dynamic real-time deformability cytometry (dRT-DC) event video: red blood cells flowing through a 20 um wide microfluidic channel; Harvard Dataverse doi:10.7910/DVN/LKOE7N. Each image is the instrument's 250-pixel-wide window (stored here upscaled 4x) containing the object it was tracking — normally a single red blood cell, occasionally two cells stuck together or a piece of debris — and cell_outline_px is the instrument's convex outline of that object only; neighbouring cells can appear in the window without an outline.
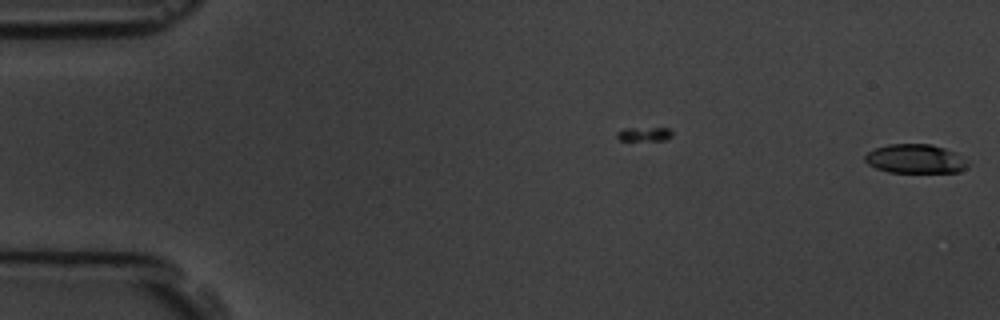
{"species": "common noctule bat (a hibernating species)", "species_latin": "Nyctalus noctula", "temperature_condition": "room temperature", "stored_images_in_passage": 2, "camera_frame_rate_fps": 3000, "um_per_image_px": 0.085, "animal": {"sex": "male", "body_mass_g": 19.5, "forearm_length_mm": 54.6}, "frame": {"image": 1, "passage_image": 2, "time_ms": 1.333, "image_size_px": [1000, 320], "cell_outline_px": [[968, 168], [960, 172], [888, 172], [876, 168], [868, 164], [864, 160], [864, 156], [868, 152], [876, 148], [888, 144], [932, 144], [956, 152], [968, 164]], "centroid_in_image_um": [77.8, 13.5], "position_along_channel_um": 7.2, "area_um2": 17.4}}